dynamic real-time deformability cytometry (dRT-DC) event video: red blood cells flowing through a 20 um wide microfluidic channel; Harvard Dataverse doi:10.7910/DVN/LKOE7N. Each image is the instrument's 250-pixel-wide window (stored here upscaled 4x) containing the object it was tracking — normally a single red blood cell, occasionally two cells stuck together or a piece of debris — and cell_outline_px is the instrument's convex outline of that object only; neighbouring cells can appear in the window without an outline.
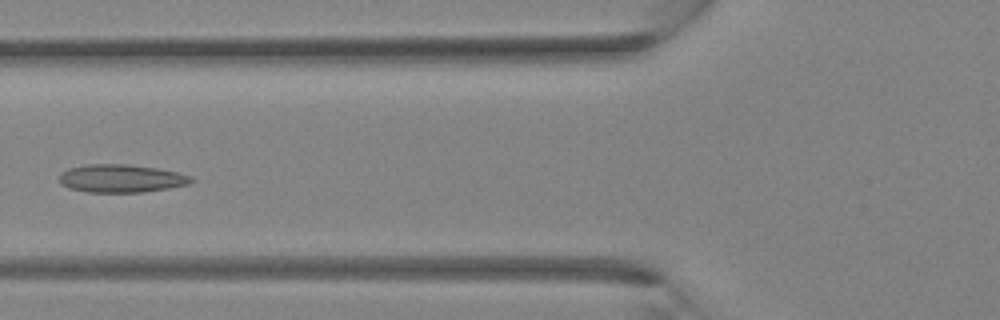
{"species": "Egyptian fruit bat (a non-hibernating species)", "species_latin": "Rousettus aegyptiacus", "temperature_condition": "room temperature", "stored_images_in_passage": 3, "camera_frame_rate_fps": 3000, "um_per_image_px": 0.085, "animal": {"sex": "female"}, "frame": {"image": 1, "passage_image": 3, "time_ms": 2.333, "image_size_px": [1000, 320], "cell_outline_px": [[196, 180], [188, 184], [168, 188], [144, 192], [88, 192], [68, 188], [60, 184], [60, 172], [68, 168], [88, 164], [128, 164], [156, 168], [180, 172], [192, 176]], "centroid_in_image_um": [10.31, 15.16], "position_along_channel_um": 115.5, "area_um2": 21.73}}